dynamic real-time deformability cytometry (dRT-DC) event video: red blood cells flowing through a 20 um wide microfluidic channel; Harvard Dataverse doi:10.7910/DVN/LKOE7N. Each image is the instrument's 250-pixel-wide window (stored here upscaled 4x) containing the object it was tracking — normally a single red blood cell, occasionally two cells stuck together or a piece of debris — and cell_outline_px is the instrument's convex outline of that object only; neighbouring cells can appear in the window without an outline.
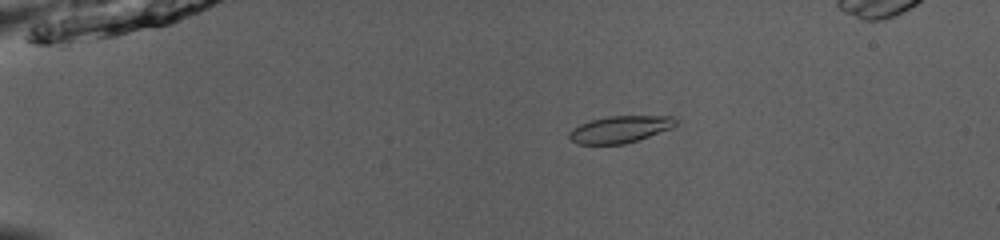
{"species": "common noctule bat (a hibernating species)", "species_latin": "Nyctalus noctula", "temperature_condition": "room temperature", "stored_images_in_passage": 54, "camera_frame_rate_fps": 3000, "um_per_image_px": 0.085, "animal": {"sex": "male", "body_mass_g": 13.0, "forearm_length_mm": 53.1}, "frame": {"image": 1, "passage_image": 12, "time_ms": 3.667, "image_size_px": [1000, 240], "cell_outline_px": [[676, 124], [672, 128], [624, 144], [576, 144], [568, 136], [568, 132], [572, 128], [580, 124], [592, 120], [608, 116], [672, 116], [676, 120]], "centroid_in_image_um": [52.66, 10.99], "position_along_channel_um": 32.3, "area_um2": 16.53}}
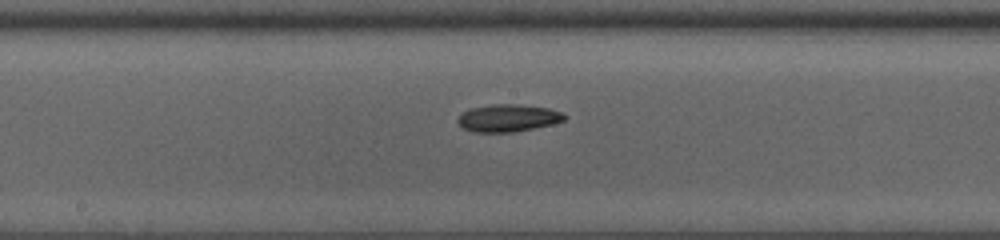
{"frame": {"image": 2, "passage_image": 30, "time_ms": 9.667, "image_size_px": [1000, 240], "cell_outline_px": [[568, 116], [564, 120], [552, 124], [512, 132], [472, 132], [464, 128], [456, 120], [464, 112], [472, 108], [492, 104], [516, 104], [548, 108], [560, 112]], "centroid_in_image_um": [43.19, 10.03], "position_along_channel_um": 205.0, "area_um2": 16.76}}
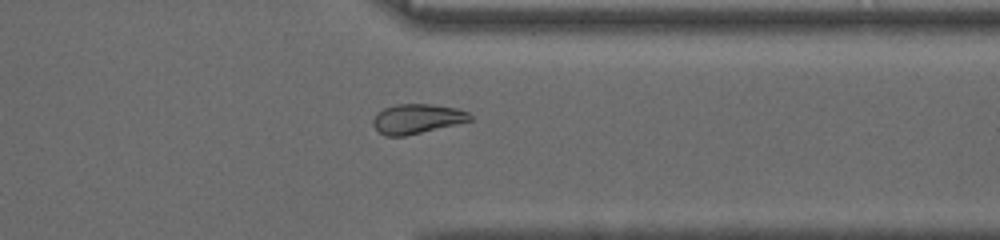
{"frame": {"image": 3, "passage_image": 43, "time_ms": 14.0, "image_size_px": [1000, 240], "cell_outline_px": [[472, 120], [456, 124], [404, 136], [384, 136], [372, 124], [372, 120], [384, 108], [396, 104], [428, 104], [456, 108], [468, 112], [472, 116]], "centroid_in_image_um": [35.45, 10.09], "position_along_channel_um": 376.0, "area_um2": 16.47}}